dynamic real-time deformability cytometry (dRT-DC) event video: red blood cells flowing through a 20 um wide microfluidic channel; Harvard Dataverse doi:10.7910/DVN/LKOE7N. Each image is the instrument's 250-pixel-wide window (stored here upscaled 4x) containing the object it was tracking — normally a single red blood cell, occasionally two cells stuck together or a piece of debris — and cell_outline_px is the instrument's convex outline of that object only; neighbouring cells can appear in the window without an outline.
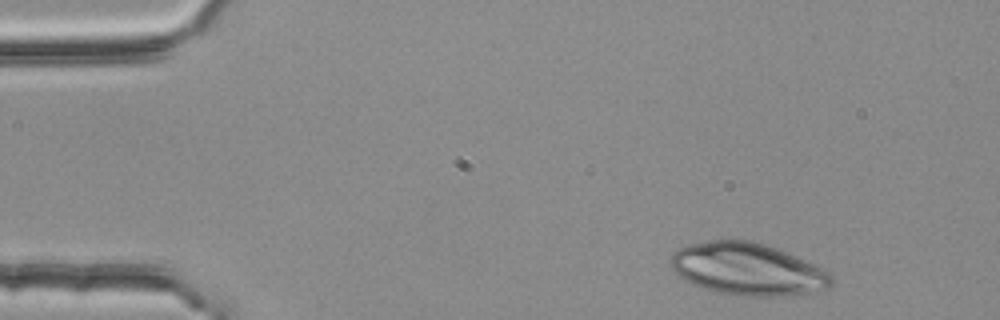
{"species": "common noctule bat (a hibernating species)", "species_latin": "Nyctalus noctula", "temperature_condition": "room temperature", "stored_images_in_passage": 3, "camera_frame_rate_fps": 3000, "um_per_image_px": 0.085, "animal": {"sex": "female", "body_mass_g": 25.1}, "frame": {"image": 1, "passage_image": 1, "time_ms": 0.0, "image_size_px": [1000, 320], "cell_outline_px": [[832, 288], [792, 296], [740, 296], [716, 292], [692, 284], [684, 280], [672, 268], [668, 260], [672, 252], [684, 244], [708, 240], [752, 240], [776, 248], [824, 268], [832, 276]], "centroid_in_image_um": [63.53, 22.88], "position_along_channel_um": 21.5, "area_um2": 49.53}}